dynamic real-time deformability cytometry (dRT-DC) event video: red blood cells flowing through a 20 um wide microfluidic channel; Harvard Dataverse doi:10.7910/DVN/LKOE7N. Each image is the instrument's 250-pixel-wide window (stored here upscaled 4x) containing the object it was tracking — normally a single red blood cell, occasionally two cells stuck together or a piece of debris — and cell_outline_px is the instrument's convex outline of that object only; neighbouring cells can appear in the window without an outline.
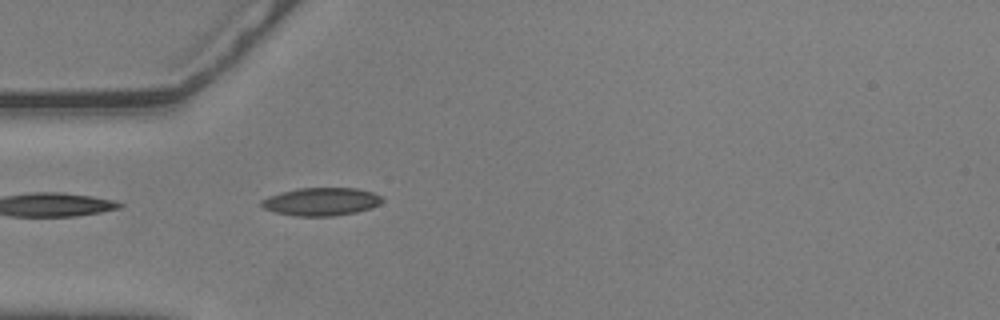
{"species": "common noctule bat (a hibernating species)", "species_latin": "Nyctalus noctula", "temperature_condition": "warm", "stored_images_in_passage": 20, "camera_frame_rate_fps": 3000, "um_per_image_px": 0.085, "animal": {"sex": "male", "body_mass_g": 20.5, "forearm_length_mm": 52.5}, "frame": {"image": 1, "passage_image": 1, "time_ms": 0.0, "image_size_px": [1000, 320], "cell_outline_px": [[384, 200], [380, 204], [372, 208], [356, 212], [332, 216], [296, 216], [276, 212], [264, 208], [260, 204], [260, 200], [268, 196], [280, 192], [296, 188], [356, 188], [372, 192], [380, 196]], "centroid_in_image_um": [27.3, 17.13], "position_along_channel_um": 57.7, "area_um2": 19.77}}